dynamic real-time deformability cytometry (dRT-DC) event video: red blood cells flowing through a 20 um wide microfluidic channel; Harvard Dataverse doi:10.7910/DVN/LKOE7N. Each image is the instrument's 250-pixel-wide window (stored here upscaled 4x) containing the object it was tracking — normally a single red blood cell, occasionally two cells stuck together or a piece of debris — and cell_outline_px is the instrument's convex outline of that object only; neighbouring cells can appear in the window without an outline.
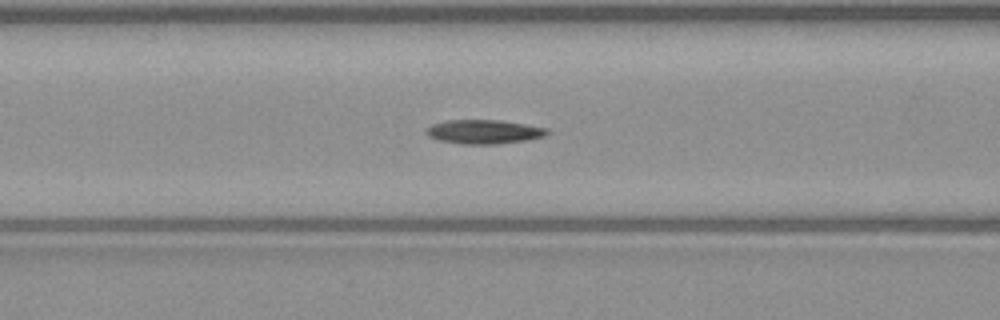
{"species": "common noctule bat (a hibernating species)", "species_latin": "Nyctalus noctula", "temperature_condition": "warm", "stored_images_in_passage": 51, "camera_frame_rate_fps": 3000, "um_per_image_px": 0.085, "animal": {"sex": "male", "body_mass_g": 23.1, "forearm_length_mm": 52.7}, "frame": {"image": 1, "passage_image": 21, "time_ms": 6.667, "image_size_px": [1000, 320], "cell_outline_px": [[552, 132], [544, 136], [528, 140], [496, 144], [460, 144], [440, 140], [428, 136], [424, 132], [424, 128], [432, 124], [448, 120], [500, 120], [548, 128]], "centroid_in_image_um": [41.13, 11.2], "position_along_channel_um": 125.5, "area_um2": 17.11}}
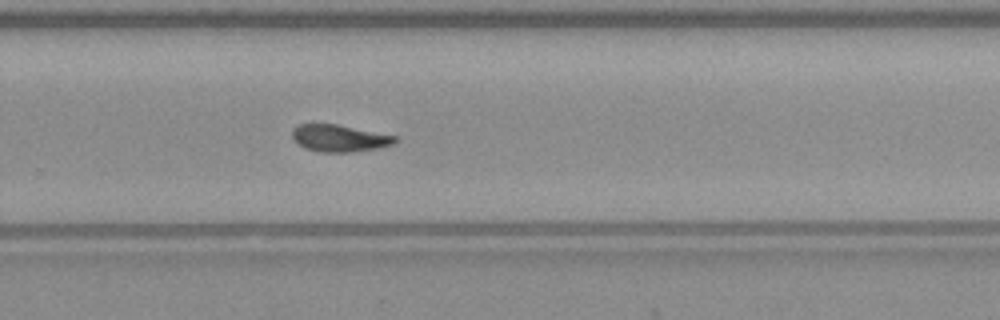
{"frame": {"image": 2, "passage_image": 34, "time_ms": 11.0, "image_size_px": [1000, 320], "cell_outline_px": [[396, 144], [380, 148], [352, 152], [320, 152], [304, 148], [292, 136], [292, 128], [296, 124], [336, 124], [396, 136]], "centroid_in_image_um": [28.86, 11.75], "position_along_channel_um": 300.9, "area_um2": 16.18}}
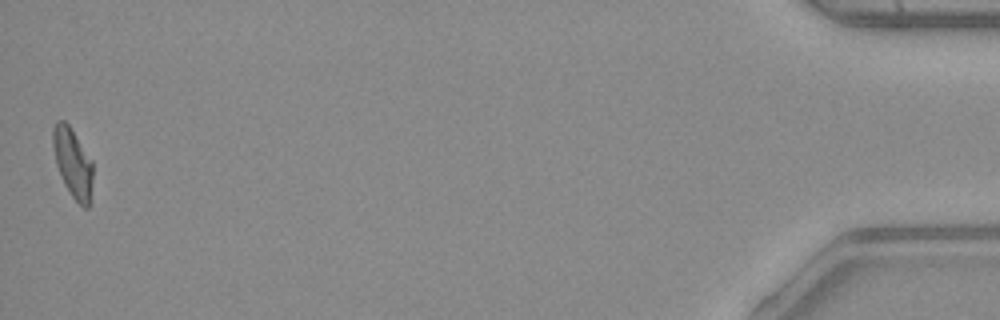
{"frame": {"image": 3, "passage_image": 51, "time_ms": 16.667, "image_size_px": [1000, 320], "cell_outline_px": [[92, 180], [88, 208], [84, 208], [72, 196], [64, 184], [56, 164], [52, 144], [52, 128], [56, 120], [64, 120], [68, 124], [92, 160]], "centroid_in_image_um": [6.16, 13.81], "position_along_channel_um": 429.0, "area_um2": 15.95}, "authors_computed_cell_mechanics": {"area_um2": 16.4152, "velocity_mm_per_s": 4.0544, "shape_relaxation_time_tau1_ms": 3.5877, "shape_relaxation_time_tau2_ms": 7.9615, "deformation_change_tau1": 0.1655, "deformation_change_tau2": 0.1718}}